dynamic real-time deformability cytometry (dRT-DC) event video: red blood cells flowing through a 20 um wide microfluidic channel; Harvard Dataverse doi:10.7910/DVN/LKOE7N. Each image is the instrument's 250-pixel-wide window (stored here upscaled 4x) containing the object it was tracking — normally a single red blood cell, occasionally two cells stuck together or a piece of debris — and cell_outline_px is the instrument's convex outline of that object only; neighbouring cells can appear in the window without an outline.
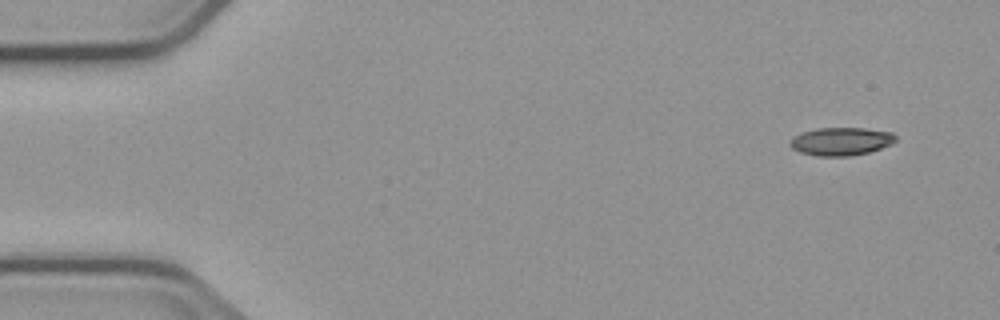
{"species": "common noctule bat (a hibernating species)", "species_latin": "Nyctalus noctula", "temperature_condition": "cold", "stored_images_in_passage": 7, "camera_frame_rate_fps": 3000, "um_per_image_px": 0.085, "animal": {"sex": "male", "body_mass_g": 23.1, "forearm_length_mm": 52.7}, "frame": {"image": 1, "passage_image": 1, "time_ms": 0.0, "image_size_px": [1000, 320], "cell_outline_px": [[896, 140], [892, 144], [868, 152], [852, 156], [816, 156], [800, 152], [792, 148], [788, 144], [792, 136], [800, 132], [816, 128], [864, 128], [892, 132], [896, 136]], "centroid_in_image_um": [71.45, 12.01], "position_along_channel_um": 13.5, "area_um2": 17.46}}
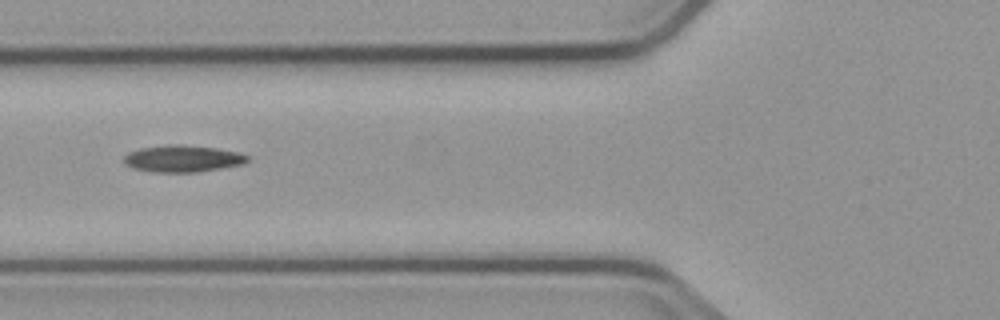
{"frame": {"image": 2, "passage_image": 5, "time_ms": 5.667, "image_size_px": [1000, 320], "cell_outline_px": [[248, 160], [244, 164], [196, 172], [156, 172], [136, 168], [124, 164], [124, 156], [128, 152], [140, 148], [168, 144], [180, 144], [216, 148], [240, 152], [248, 156]], "centroid_in_image_um": [15.54, 13.47], "position_along_channel_um": 110.3, "area_um2": 19.25}}
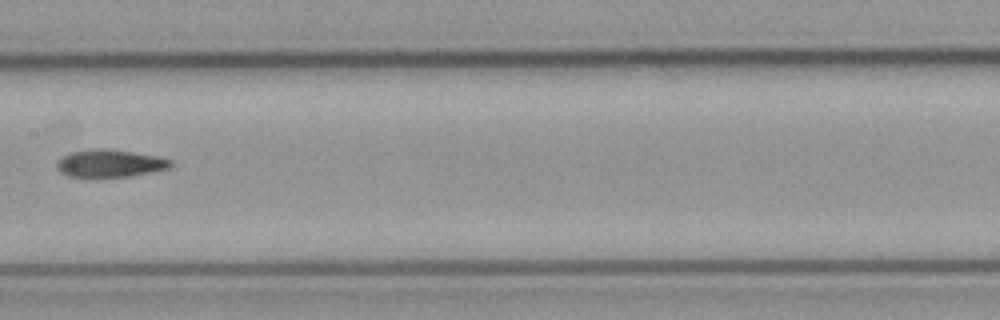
{"frame": {"image": 3, "passage_image": 7, "time_ms": 8.0, "image_size_px": [1000, 320], "cell_outline_px": [[172, 164], [168, 168], [128, 176], [68, 176], [60, 172], [56, 168], [56, 160], [72, 152], [92, 148], [104, 148], [132, 152], [156, 156], [172, 160]], "centroid_in_image_um": [9.29, 13.87], "position_along_channel_um": 198.1, "area_um2": 17.92}}